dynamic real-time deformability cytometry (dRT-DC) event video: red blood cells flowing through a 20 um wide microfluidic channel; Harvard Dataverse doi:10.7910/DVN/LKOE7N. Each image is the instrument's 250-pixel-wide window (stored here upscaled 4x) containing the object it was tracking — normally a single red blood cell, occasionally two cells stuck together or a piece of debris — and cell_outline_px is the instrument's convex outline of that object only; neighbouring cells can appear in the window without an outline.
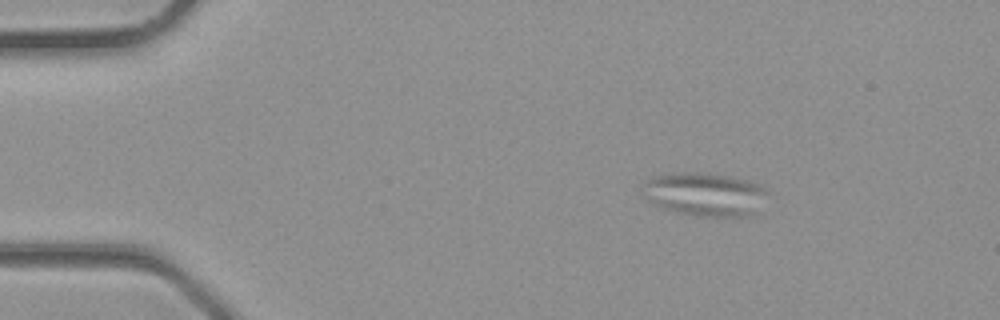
{"species": "common noctule bat (a hibernating species)", "species_latin": "Nyctalus noctula", "temperature_condition": "room temperature", "stored_images_in_passage": 31, "camera_frame_rate_fps": 3000, "um_per_image_px": 0.085, "animal": {"sex": "male", "body_mass_g": 23.1, "forearm_length_mm": 52.7}, "frame": {"image": 1, "passage_image": 1, "time_ms": 0.0, "image_size_px": [1000, 320], "cell_outline_px": [[768, 192], [752, 212], [748, 216], [700, 216], [676, 212], [660, 208], [652, 204], [644, 196], [644, 184], [652, 176], [680, 172], [692, 172], [728, 176], [748, 180], [760, 184], [768, 188]], "centroid_in_image_um": [59.87, 16.5], "position_along_channel_um": 25.1, "area_um2": 31.27}}
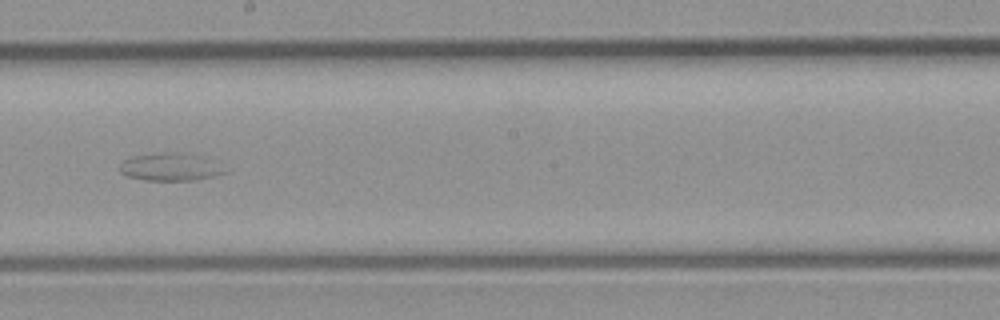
{"frame": {"image": 2, "passage_image": 16, "time_ms": 5.0, "image_size_px": [1000, 320], "cell_outline_px": [[228, 172], [196, 180], [144, 180], [128, 176], [120, 172], [120, 164], [124, 160], [132, 156], [164, 152], [176, 152], [204, 156]], "centroid_in_image_um": [14.44, 14.19], "position_along_channel_um": 233.8, "area_um2": 16.76}}
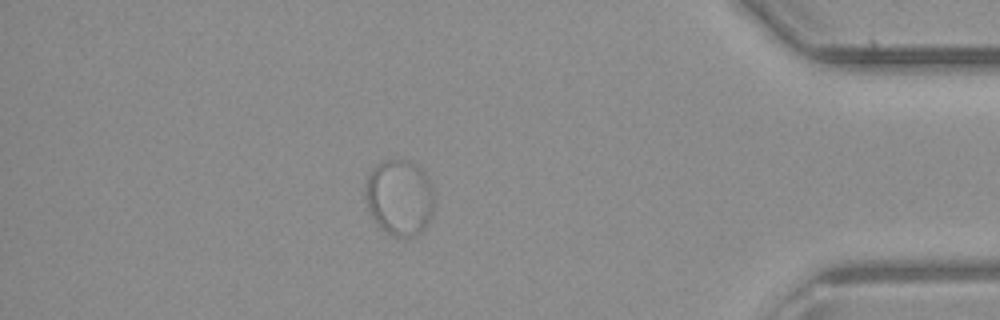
{"frame": {"image": 3, "passage_image": 27, "time_ms": 8.667, "image_size_px": [1000, 320], "cell_outline_px": [[432, 212], [428, 224], [420, 232], [412, 236], [392, 236], [384, 232], [376, 224], [368, 208], [364, 196], [364, 184], [372, 168], [376, 164], [384, 160], [408, 160], [416, 164], [424, 172], [432, 188]], "centroid_in_image_um": [33.91, 16.78], "position_along_channel_um": 401.3, "area_um2": 30.58}}